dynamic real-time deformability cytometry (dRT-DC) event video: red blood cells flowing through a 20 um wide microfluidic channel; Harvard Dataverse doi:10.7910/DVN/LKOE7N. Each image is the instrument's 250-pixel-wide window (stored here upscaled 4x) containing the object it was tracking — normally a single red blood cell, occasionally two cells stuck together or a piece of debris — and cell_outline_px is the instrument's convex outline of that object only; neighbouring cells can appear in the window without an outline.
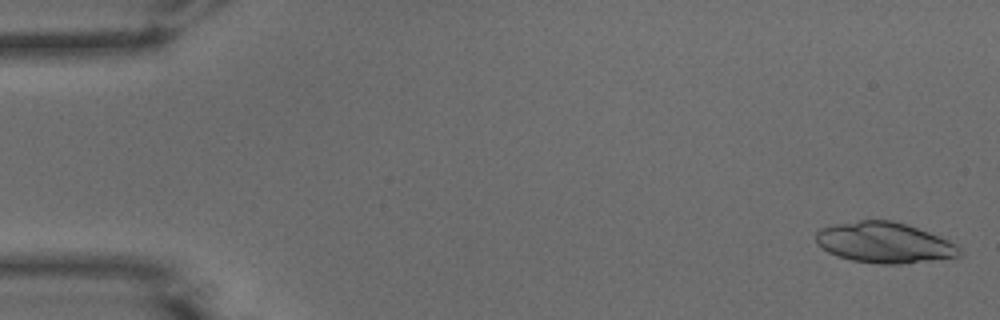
{"species": "common noctule bat (a hibernating species)", "species_latin": "Nyctalus noctula", "temperature_condition": "warm", "stored_images_in_passage": 3, "segment_of_instrument_passage": [1, 2], "camera_frame_rate_fps": 3000, "um_per_image_px": 0.085, "animal": {"sex": "male", "body_mass_g": 15.6}, "frame": {"image": 1, "passage_image": 2, "time_ms": 0.333, "image_size_px": [1000, 320], "cell_outline_px": [[960, 256], [900, 264], [880, 264], [852, 260], [836, 256], [820, 248], [816, 244], [816, 232], [820, 228], [836, 224], [860, 220], [892, 220], [940, 236], [956, 244], [960, 248]], "centroid_in_image_um": [75.12, 20.63], "position_along_channel_um": 9.9, "area_um2": 33.87}}